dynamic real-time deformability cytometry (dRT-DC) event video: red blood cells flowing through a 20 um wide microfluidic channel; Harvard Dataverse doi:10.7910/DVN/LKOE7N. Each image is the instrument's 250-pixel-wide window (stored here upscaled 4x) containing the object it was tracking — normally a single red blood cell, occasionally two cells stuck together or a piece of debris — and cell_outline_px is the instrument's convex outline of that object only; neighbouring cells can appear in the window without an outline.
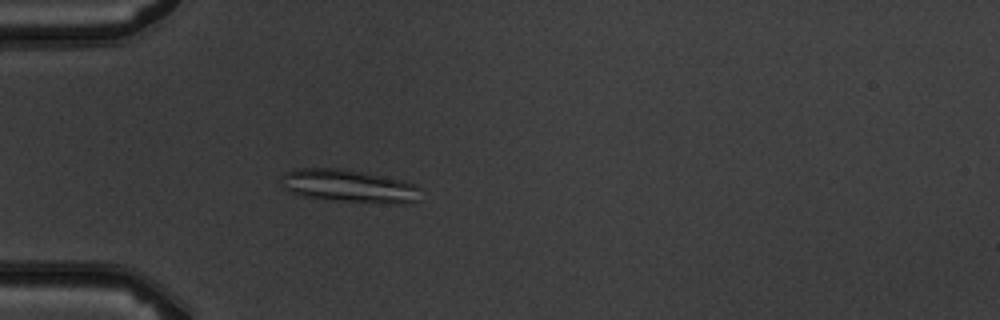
{"species": "common noctule bat (a hibernating species)", "species_latin": "Nyctalus noctula", "temperature_condition": "warm", "stored_images_in_passage": 4, "camera_frame_rate_fps": 3000, "um_per_image_px": 0.085, "animal": {"sex": "male", "body_mass_g": 19.5, "forearm_length_mm": 54.6}, "frame": {"image": 1, "passage_image": 4, "time_ms": 4.333, "image_size_px": [1000, 320], "cell_outline_px": [[420, 188], [416, 200], [408, 204], [396, 204], [340, 200], [304, 196], [288, 192], [284, 188], [280, 176], [284, 172], [296, 168], [344, 168], [404, 180], [416, 184]], "centroid_in_image_um": [29.66, 15.79], "position_along_channel_um": 55.3, "area_um2": 26.76}}